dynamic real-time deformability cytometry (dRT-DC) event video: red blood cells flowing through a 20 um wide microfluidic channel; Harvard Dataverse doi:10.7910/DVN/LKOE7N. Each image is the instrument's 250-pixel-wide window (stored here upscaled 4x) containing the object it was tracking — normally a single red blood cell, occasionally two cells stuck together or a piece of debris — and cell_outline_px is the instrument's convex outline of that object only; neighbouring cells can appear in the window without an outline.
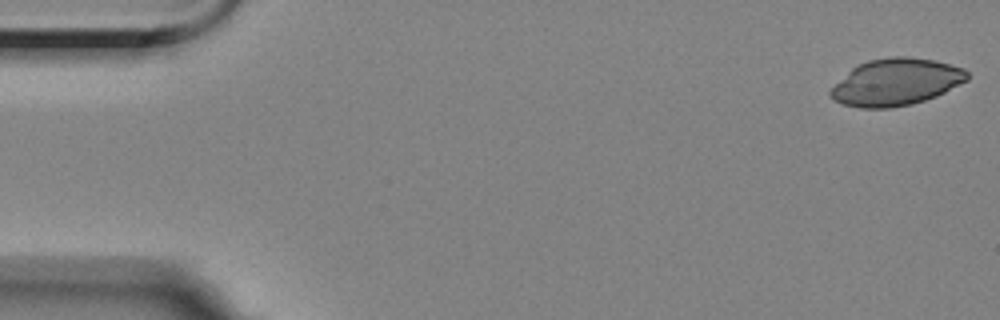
{"species": "Egyptian fruit bat (a non-hibernating species)", "species_latin": "Rousettus aegyptiacus", "temperature_condition": "room temperature", "stored_images_in_passage": 15, "camera_frame_rate_fps": 3000, "um_per_image_px": 0.085, "animal": {"sex": "female"}, "frame": {"image": 1, "passage_image": 1, "time_ms": 0.0, "image_size_px": [1000, 320], "cell_outline_px": [[968, 80], [936, 96], [912, 104], [892, 108], [860, 108], [840, 104], [828, 92], [852, 68], [868, 60], [888, 56], [908, 56], [932, 60], [964, 68], [968, 72]], "centroid_in_image_um": [76.17, 6.98], "position_along_channel_um": 8.8, "area_um2": 37.17}}